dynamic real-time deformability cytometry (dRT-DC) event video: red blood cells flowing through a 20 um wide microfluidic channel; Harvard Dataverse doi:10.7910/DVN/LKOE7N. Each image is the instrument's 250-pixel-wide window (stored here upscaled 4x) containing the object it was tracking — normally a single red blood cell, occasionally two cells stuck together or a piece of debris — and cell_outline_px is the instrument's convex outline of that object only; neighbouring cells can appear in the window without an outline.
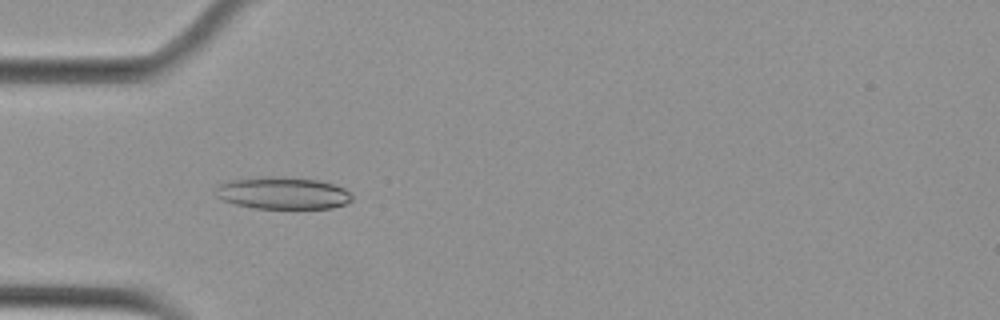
{"species": "Egyptian fruit bat (a non-hibernating species)", "species_latin": "Rousettus aegyptiacus", "temperature_condition": "cold", "stored_images_in_passage": 55, "camera_frame_rate_fps": 3000, "um_per_image_px": 0.085, "animal": {"sex": "female"}, "frame": {"image": 1, "passage_image": 17, "time_ms": 5.333, "image_size_px": [1000, 320], "cell_outline_px": [[352, 200], [348, 204], [332, 208], [256, 208], [236, 204], [224, 200], [216, 196], [216, 188], [220, 184], [228, 180], [264, 176], [284, 176], [316, 180], [332, 184], [344, 188], [352, 192]], "centroid_in_image_um": [24.07, 16.4], "position_along_channel_um": 60.9, "area_um2": 25.66}}
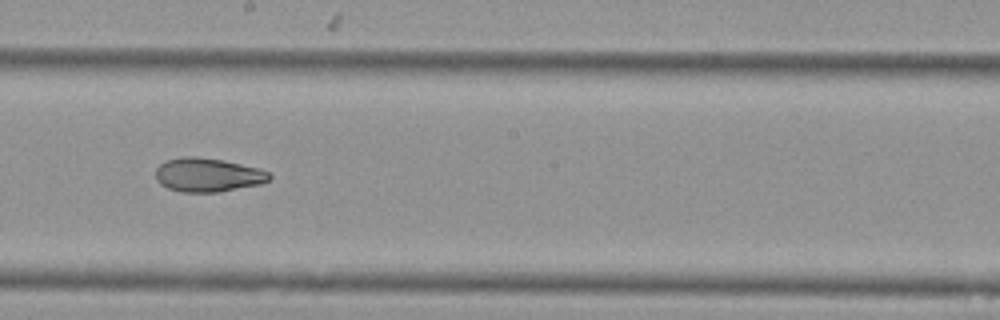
{"frame": {"image": 2, "passage_image": 31, "time_ms": 10.0, "image_size_px": [1000, 320], "cell_outline_px": [[272, 176], [268, 180], [260, 184], [216, 192], [180, 192], [168, 188], [160, 184], [156, 180], [156, 168], [164, 160], [180, 156], [196, 156], [224, 160], [260, 168], [268, 172]], "centroid_in_image_um": [17.63, 14.85], "position_along_channel_um": 230.6, "area_um2": 22.6}}
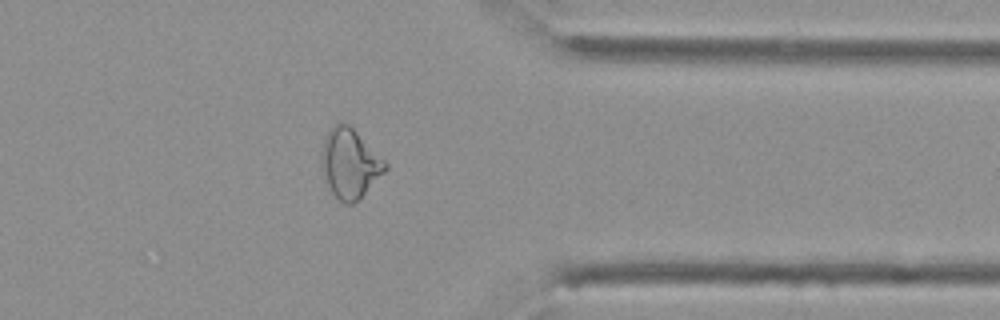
{"frame": {"image": 3, "passage_image": 44, "time_ms": 14.333, "image_size_px": [1000, 320], "cell_outline_px": [[388, 168], [352, 204], [344, 204], [332, 192], [320, 168], [320, 152], [324, 140], [328, 132], [336, 124], [348, 124], [388, 164]], "centroid_in_image_um": [29.69, 13.89], "position_along_channel_um": 381.7, "area_um2": 25.03}, "authors_computed_cell_mechanics": {"area_um2": 25.6632, "velocity_mm_per_s": 3.6985, "shape_relaxation_time_tau1_ms": 9.0963, "shape_relaxation_time_tau2_ms": 3.7724, "deformation_change_tau1": 0.2047, "deformation_change_tau2": 0.1073}}